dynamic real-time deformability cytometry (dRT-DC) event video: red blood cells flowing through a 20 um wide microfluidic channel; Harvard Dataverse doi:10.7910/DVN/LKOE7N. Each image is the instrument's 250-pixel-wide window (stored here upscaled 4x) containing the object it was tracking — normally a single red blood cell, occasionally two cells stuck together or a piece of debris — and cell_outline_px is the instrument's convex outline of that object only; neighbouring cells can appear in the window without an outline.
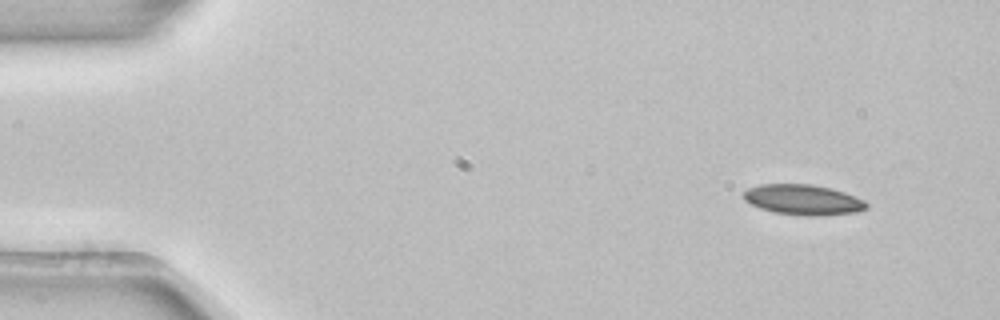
{"species": "common noctule bat (a hibernating species)", "species_latin": "Nyctalus noctula", "temperature_condition": "room temperature", "stored_images_in_passage": 4, "camera_frame_rate_fps": 3000, "um_per_image_px": 0.085, "animal": {"sex": "female", "body_mass_g": 22.7, "forearm_length_mm": 54.2}, "frame": {"image": 1, "passage_image": 1, "time_ms": 0.0, "image_size_px": [1000, 320], "cell_outline_px": [[868, 208], [856, 212], [808, 216], [776, 212], [760, 208], [744, 200], [744, 192], [748, 188], [760, 184], [812, 184], [832, 188], [844, 192], [864, 200], [868, 204]], "centroid_in_image_um": [68.27, 16.96], "position_along_channel_um": 16.7, "area_um2": 21.5}}
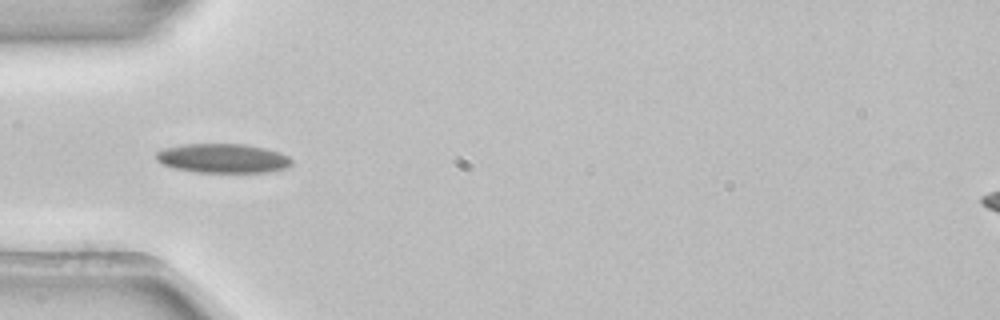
{"frame": {"image": 2, "passage_image": 3, "time_ms": 0.667, "image_size_px": [1000, 320], "cell_outline_px": [[292, 164], [288, 168], [268, 172], [196, 172], [176, 168], [164, 164], [156, 160], [156, 152], [164, 148], [184, 144], [244, 144], [264, 148], [280, 152], [288, 156], [292, 160]], "centroid_in_image_um": [18.97, 13.45], "position_along_channel_um": 66.0, "area_um2": 23.06}}